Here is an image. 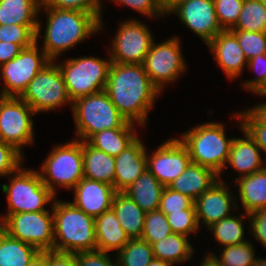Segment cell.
Here are the masks:
<instances>
[{
  "label": "cell",
  "mask_w": 266,
  "mask_h": 266,
  "mask_svg": "<svg viewBox=\"0 0 266 266\" xmlns=\"http://www.w3.org/2000/svg\"><path fill=\"white\" fill-rule=\"evenodd\" d=\"M105 91L127 121L146 126L148 114L161 93L143 64L111 62Z\"/></svg>",
  "instance_id": "6da1fadb"
},
{
  "label": "cell",
  "mask_w": 266,
  "mask_h": 266,
  "mask_svg": "<svg viewBox=\"0 0 266 266\" xmlns=\"http://www.w3.org/2000/svg\"><path fill=\"white\" fill-rule=\"evenodd\" d=\"M47 14L42 49L51 61L64 54L90 35L103 30L102 14L81 10L57 9L41 3L40 10ZM81 42V43H80Z\"/></svg>",
  "instance_id": "7a4b0ae2"
},
{
  "label": "cell",
  "mask_w": 266,
  "mask_h": 266,
  "mask_svg": "<svg viewBox=\"0 0 266 266\" xmlns=\"http://www.w3.org/2000/svg\"><path fill=\"white\" fill-rule=\"evenodd\" d=\"M51 205L54 250L77 253L97 249L94 217L87 215L70 201L55 199Z\"/></svg>",
  "instance_id": "3957f363"
},
{
  "label": "cell",
  "mask_w": 266,
  "mask_h": 266,
  "mask_svg": "<svg viewBox=\"0 0 266 266\" xmlns=\"http://www.w3.org/2000/svg\"><path fill=\"white\" fill-rule=\"evenodd\" d=\"M223 123L204 122L181 134L191 162L212 169L222 178L229 158L232 138H226Z\"/></svg>",
  "instance_id": "277c9868"
},
{
  "label": "cell",
  "mask_w": 266,
  "mask_h": 266,
  "mask_svg": "<svg viewBox=\"0 0 266 266\" xmlns=\"http://www.w3.org/2000/svg\"><path fill=\"white\" fill-rule=\"evenodd\" d=\"M71 109L80 141H87L105 129L136 127L118 111L105 90L77 98Z\"/></svg>",
  "instance_id": "5b68a950"
},
{
  "label": "cell",
  "mask_w": 266,
  "mask_h": 266,
  "mask_svg": "<svg viewBox=\"0 0 266 266\" xmlns=\"http://www.w3.org/2000/svg\"><path fill=\"white\" fill-rule=\"evenodd\" d=\"M10 176V184H2L7 195L8 211L0 216V224L10 215L23 212L49 211L46 204L54 203L55 194L43 183L39 171L22 165Z\"/></svg>",
  "instance_id": "8992f818"
},
{
  "label": "cell",
  "mask_w": 266,
  "mask_h": 266,
  "mask_svg": "<svg viewBox=\"0 0 266 266\" xmlns=\"http://www.w3.org/2000/svg\"><path fill=\"white\" fill-rule=\"evenodd\" d=\"M39 174L55 195L58 186L72 190L84 178L82 141L75 138L53 147Z\"/></svg>",
  "instance_id": "52a82bcc"
},
{
  "label": "cell",
  "mask_w": 266,
  "mask_h": 266,
  "mask_svg": "<svg viewBox=\"0 0 266 266\" xmlns=\"http://www.w3.org/2000/svg\"><path fill=\"white\" fill-rule=\"evenodd\" d=\"M62 73L67 92L72 100L105 90L111 59L93 56L69 58L56 63Z\"/></svg>",
  "instance_id": "ba28073f"
},
{
  "label": "cell",
  "mask_w": 266,
  "mask_h": 266,
  "mask_svg": "<svg viewBox=\"0 0 266 266\" xmlns=\"http://www.w3.org/2000/svg\"><path fill=\"white\" fill-rule=\"evenodd\" d=\"M20 98L37 113L55 110L69 104L72 107L62 73L54 61H50L29 82Z\"/></svg>",
  "instance_id": "9c48e42d"
},
{
  "label": "cell",
  "mask_w": 266,
  "mask_h": 266,
  "mask_svg": "<svg viewBox=\"0 0 266 266\" xmlns=\"http://www.w3.org/2000/svg\"><path fill=\"white\" fill-rule=\"evenodd\" d=\"M52 211L10 214L0 228L10 237L36 247L40 252L54 250V218Z\"/></svg>",
  "instance_id": "30bf717a"
},
{
  "label": "cell",
  "mask_w": 266,
  "mask_h": 266,
  "mask_svg": "<svg viewBox=\"0 0 266 266\" xmlns=\"http://www.w3.org/2000/svg\"><path fill=\"white\" fill-rule=\"evenodd\" d=\"M179 37L173 36L164 42L155 44L145 56L143 66L151 82L163 91L169 83H174L183 75L187 64L183 58Z\"/></svg>",
  "instance_id": "8fae6325"
},
{
  "label": "cell",
  "mask_w": 266,
  "mask_h": 266,
  "mask_svg": "<svg viewBox=\"0 0 266 266\" xmlns=\"http://www.w3.org/2000/svg\"><path fill=\"white\" fill-rule=\"evenodd\" d=\"M38 47L36 41L15 58L0 65V78L4 81L1 91L5 97H20L29 82L51 61Z\"/></svg>",
  "instance_id": "7c38bea8"
},
{
  "label": "cell",
  "mask_w": 266,
  "mask_h": 266,
  "mask_svg": "<svg viewBox=\"0 0 266 266\" xmlns=\"http://www.w3.org/2000/svg\"><path fill=\"white\" fill-rule=\"evenodd\" d=\"M34 115L20 97H5L0 102V140L23 154L22 147L34 143Z\"/></svg>",
  "instance_id": "4fadbf2b"
},
{
  "label": "cell",
  "mask_w": 266,
  "mask_h": 266,
  "mask_svg": "<svg viewBox=\"0 0 266 266\" xmlns=\"http://www.w3.org/2000/svg\"><path fill=\"white\" fill-rule=\"evenodd\" d=\"M150 29L142 21L131 18L122 21L109 48L111 62L143 64L153 43Z\"/></svg>",
  "instance_id": "5bb4252c"
},
{
  "label": "cell",
  "mask_w": 266,
  "mask_h": 266,
  "mask_svg": "<svg viewBox=\"0 0 266 266\" xmlns=\"http://www.w3.org/2000/svg\"><path fill=\"white\" fill-rule=\"evenodd\" d=\"M147 153L146 150L147 169L164 187L180 176L191 163L188 148L175 137L161 143L151 156Z\"/></svg>",
  "instance_id": "9a60e30c"
},
{
  "label": "cell",
  "mask_w": 266,
  "mask_h": 266,
  "mask_svg": "<svg viewBox=\"0 0 266 266\" xmlns=\"http://www.w3.org/2000/svg\"><path fill=\"white\" fill-rule=\"evenodd\" d=\"M166 14H176L180 22L199 36L206 45L223 31L213 0H180Z\"/></svg>",
  "instance_id": "2e32d148"
},
{
  "label": "cell",
  "mask_w": 266,
  "mask_h": 266,
  "mask_svg": "<svg viewBox=\"0 0 266 266\" xmlns=\"http://www.w3.org/2000/svg\"><path fill=\"white\" fill-rule=\"evenodd\" d=\"M228 188L229 185L227 187L226 182L220 178L194 201L199 227L202 223L208 228L230 216V210L239 209L235 195Z\"/></svg>",
  "instance_id": "e0dca14e"
},
{
  "label": "cell",
  "mask_w": 266,
  "mask_h": 266,
  "mask_svg": "<svg viewBox=\"0 0 266 266\" xmlns=\"http://www.w3.org/2000/svg\"><path fill=\"white\" fill-rule=\"evenodd\" d=\"M72 190L74 191L72 203L94 218L111 209L116 193L110 184L85 177Z\"/></svg>",
  "instance_id": "ac0fdd59"
},
{
  "label": "cell",
  "mask_w": 266,
  "mask_h": 266,
  "mask_svg": "<svg viewBox=\"0 0 266 266\" xmlns=\"http://www.w3.org/2000/svg\"><path fill=\"white\" fill-rule=\"evenodd\" d=\"M206 46L230 80L237 79L248 60L239 45L237 37L230 30L219 32Z\"/></svg>",
  "instance_id": "d6986e66"
},
{
  "label": "cell",
  "mask_w": 266,
  "mask_h": 266,
  "mask_svg": "<svg viewBox=\"0 0 266 266\" xmlns=\"http://www.w3.org/2000/svg\"><path fill=\"white\" fill-rule=\"evenodd\" d=\"M146 150L143 141L137 137L115 157L113 187L116 192H123L147 169Z\"/></svg>",
  "instance_id": "ffe728a7"
},
{
  "label": "cell",
  "mask_w": 266,
  "mask_h": 266,
  "mask_svg": "<svg viewBox=\"0 0 266 266\" xmlns=\"http://www.w3.org/2000/svg\"><path fill=\"white\" fill-rule=\"evenodd\" d=\"M236 116L238 123L240 124V130L245 138H234L231 144L228 165L234 168L238 173V178L248 176L259 170H262L266 165H264V160L261 157V149L254 142V140L248 135L246 131L242 129V123L238 112L233 114ZM240 121V122H239Z\"/></svg>",
  "instance_id": "44dd1931"
},
{
  "label": "cell",
  "mask_w": 266,
  "mask_h": 266,
  "mask_svg": "<svg viewBox=\"0 0 266 266\" xmlns=\"http://www.w3.org/2000/svg\"><path fill=\"white\" fill-rule=\"evenodd\" d=\"M217 180H219V175L212 169L191 162L185 171L172 181L168 187L195 201Z\"/></svg>",
  "instance_id": "7402d4cb"
},
{
  "label": "cell",
  "mask_w": 266,
  "mask_h": 266,
  "mask_svg": "<svg viewBox=\"0 0 266 266\" xmlns=\"http://www.w3.org/2000/svg\"><path fill=\"white\" fill-rule=\"evenodd\" d=\"M42 0H0V25H39L36 41L41 35V22L38 21Z\"/></svg>",
  "instance_id": "603a6c76"
},
{
  "label": "cell",
  "mask_w": 266,
  "mask_h": 266,
  "mask_svg": "<svg viewBox=\"0 0 266 266\" xmlns=\"http://www.w3.org/2000/svg\"><path fill=\"white\" fill-rule=\"evenodd\" d=\"M95 234L97 250L107 253L114 250L118 253L130 240L112 208L95 218Z\"/></svg>",
  "instance_id": "cb8c5ba5"
},
{
  "label": "cell",
  "mask_w": 266,
  "mask_h": 266,
  "mask_svg": "<svg viewBox=\"0 0 266 266\" xmlns=\"http://www.w3.org/2000/svg\"><path fill=\"white\" fill-rule=\"evenodd\" d=\"M163 189L159 180L146 169L123 193L147 213L158 210Z\"/></svg>",
  "instance_id": "d4e9b609"
},
{
  "label": "cell",
  "mask_w": 266,
  "mask_h": 266,
  "mask_svg": "<svg viewBox=\"0 0 266 266\" xmlns=\"http://www.w3.org/2000/svg\"><path fill=\"white\" fill-rule=\"evenodd\" d=\"M84 177L114 186L115 157L82 141Z\"/></svg>",
  "instance_id": "484cf974"
},
{
  "label": "cell",
  "mask_w": 266,
  "mask_h": 266,
  "mask_svg": "<svg viewBox=\"0 0 266 266\" xmlns=\"http://www.w3.org/2000/svg\"><path fill=\"white\" fill-rule=\"evenodd\" d=\"M243 213L250 214L266 208V167L241 178H235Z\"/></svg>",
  "instance_id": "4316f807"
},
{
  "label": "cell",
  "mask_w": 266,
  "mask_h": 266,
  "mask_svg": "<svg viewBox=\"0 0 266 266\" xmlns=\"http://www.w3.org/2000/svg\"><path fill=\"white\" fill-rule=\"evenodd\" d=\"M111 208L129 239H140L146 213L123 192L115 193Z\"/></svg>",
  "instance_id": "83f0119b"
},
{
  "label": "cell",
  "mask_w": 266,
  "mask_h": 266,
  "mask_svg": "<svg viewBox=\"0 0 266 266\" xmlns=\"http://www.w3.org/2000/svg\"><path fill=\"white\" fill-rule=\"evenodd\" d=\"M191 244L189 237L172 233L151 246L156 259L175 265L191 259L195 253Z\"/></svg>",
  "instance_id": "f1b7e54d"
},
{
  "label": "cell",
  "mask_w": 266,
  "mask_h": 266,
  "mask_svg": "<svg viewBox=\"0 0 266 266\" xmlns=\"http://www.w3.org/2000/svg\"><path fill=\"white\" fill-rule=\"evenodd\" d=\"M135 128L105 129L92 135L86 142L110 156H118L136 138Z\"/></svg>",
  "instance_id": "f546056e"
},
{
  "label": "cell",
  "mask_w": 266,
  "mask_h": 266,
  "mask_svg": "<svg viewBox=\"0 0 266 266\" xmlns=\"http://www.w3.org/2000/svg\"><path fill=\"white\" fill-rule=\"evenodd\" d=\"M40 251L0 228V266H26Z\"/></svg>",
  "instance_id": "4dcf8cb0"
},
{
  "label": "cell",
  "mask_w": 266,
  "mask_h": 266,
  "mask_svg": "<svg viewBox=\"0 0 266 266\" xmlns=\"http://www.w3.org/2000/svg\"><path fill=\"white\" fill-rule=\"evenodd\" d=\"M249 219V214L244 213L239 216L230 215L219 222L213 223L208 229L221 247H227L234 244H242L247 242L244 238V218Z\"/></svg>",
  "instance_id": "1f68e13d"
},
{
  "label": "cell",
  "mask_w": 266,
  "mask_h": 266,
  "mask_svg": "<svg viewBox=\"0 0 266 266\" xmlns=\"http://www.w3.org/2000/svg\"><path fill=\"white\" fill-rule=\"evenodd\" d=\"M231 30L266 32V7L262 0H244L239 19Z\"/></svg>",
  "instance_id": "d6a6232c"
},
{
  "label": "cell",
  "mask_w": 266,
  "mask_h": 266,
  "mask_svg": "<svg viewBox=\"0 0 266 266\" xmlns=\"http://www.w3.org/2000/svg\"><path fill=\"white\" fill-rule=\"evenodd\" d=\"M118 266H147L155 257L152 246L140 239H130L115 254Z\"/></svg>",
  "instance_id": "836d02e7"
},
{
  "label": "cell",
  "mask_w": 266,
  "mask_h": 266,
  "mask_svg": "<svg viewBox=\"0 0 266 266\" xmlns=\"http://www.w3.org/2000/svg\"><path fill=\"white\" fill-rule=\"evenodd\" d=\"M250 240L242 244H234L224 247L221 256L212 255L222 266H253L258 257H255V249Z\"/></svg>",
  "instance_id": "e575fe53"
},
{
  "label": "cell",
  "mask_w": 266,
  "mask_h": 266,
  "mask_svg": "<svg viewBox=\"0 0 266 266\" xmlns=\"http://www.w3.org/2000/svg\"><path fill=\"white\" fill-rule=\"evenodd\" d=\"M172 233L167 216L164 212L156 210L145 214L144 228L141 235L142 240L152 245Z\"/></svg>",
  "instance_id": "d590c367"
},
{
  "label": "cell",
  "mask_w": 266,
  "mask_h": 266,
  "mask_svg": "<svg viewBox=\"0 0 266 266\" xmlns=\"http://www.w3.org/2000/svg\"><path fill=\"white\" fill-rule=\"evenodd\" d=\"M39 25H0V41L20 45L23 49L36 42Z\"/></svg>",
  "instance_id": "8d00e7d4"
},
{
  "label": "cell",
  "mask_w": 266,
  "mask_h": 266,
  "mask_svg": "<svg viewBox=\"0 0 266 266\" xmlns=\"http://www.w3.org/2000/svg\"><path fill=\"white\" fill-rule=\"evenodd\" d=\"M230 31L237 37L239 45L248 61L257 55L266 54V32Z\"/></svg>",
  "instance_id": "74e56055"
},
{
  "label": "cell",
  "mask_w": 266,
  "mask_h": 266,
  "mask_svg": "<svg viewBox=\"0 0 266 266\" xmlns=\"http://www.w3.org/2000/svg\"><path fill=\"white\" fill-rule=\"evenodd\" d=\"M166 216L173 233L188 237L189 234L195 233L200 229L195 209L170 212Z\"/></svg>",
  "instance_id": "f35d334b"
},
{
  "label": "cell",
  "mask_w": 266,
  "mask_h": 266,
  "mask_svg": "<svg viewBox=\"0 0 266 266\" xmlns=\"http://www.w3.org/2000/svg\"><path fill=\"white\" fill-rule=\"evenodd\" d=\"M218 22L223 30H231L239 19L244 0H213Z\"/></svg>",
  "instance_id": "ab89813d"
},
{
  "label": "cell",
  "mask_w": 266,
  "mask_h": 266,
  "mask_svg": "<svg viewBox=\"0 0 266 266\" xmlns=\"http://www.w3.org/2000/svg\"><path fill=\"white\" fill-rule=\"evenodd\" d=\"M184 209H195L194 201L168 186L164 187L158 210L167 215L170 212H182Z\"/></svg>",
  "instance_id": "60d3db41"
},
{
  "label": "cell",
  "mask_w": 266,
  "mask_h": 266,
  "mask_svg": "<svg viewBox=\"0 0 266 266\" xmlns=\"http://www.w3.org/2000/svg\"><path fill=\"white\" fill-rule=\"evenodd\" d=\"M23 155L12 145L0 140V176L9 177L23 162Z\"/></svg>",
  "instance_id": "b9f144b4"
},
{
  "label": "cell",
  "mask_w": 266,
  "mask_h": 266,
  "mask_svg": "<svg viewBox=\"0 0 266 266\" xmlns=\"http://www.w3.org/2000/svg\"><path fill=\"white\" fill-rule=\"evenodd\" d=\"M101 0H42L46 7L81 10L92 14H102Z\"/></svg>",
  "instance_id": "7bdbcfd3"
},
{
  "label": "cell",
  "mask_w": 266,
  "mask_h": 266,
  "mask_svg": "<svg viewBox=\"0 0 266 266\" xmlns=\"http://www.w3.org/2000/svg\"><path fill=\"white\" fill-rule=\"evenodd\" d=\"M114 2L125 5V7H131L146 17L153 16V18L158 19V17H166L167 15L159 0H114Z\"/></svg>",
  "instance_id": "ee69618b"
},
{
  "label": "cell",
  "mask_w": 266,
  "mask_h": 266,
  "mask_svg": "<svg viewBox=\"0 0 266 266\" xmlns=\"http://www.w3.org/2000/svg\"><path fill=\"white\" fill-rule=\"evenodd\" d=\"M242 129L259 146L262 152L266 153V127L259 125L245 110L238 112Z\"/></svg>",
  "instance_id": "f6af8a7d"
},
{
  "label": "cell",
  "mask_w": 266,
  "mask_h": 266,
  "mask_svg": "<svg viewBox=\"0 0 266 266\" xmlns=\"http://www.w3.org/2000/svg\"><path fill=\"white\" fill-rule=\"evenodd\" d=\"M77 266H118L117 259L113 260L107 252L101 250L77 252Z\"/></svg>",
  "instance_id": "bcb514c9"
},
{
  "label": "cell",
  "mask_w": 266,
  "mask_h": 266,
  "mask_svg": "<svg viewBox=\"0 0 266 266\" xmlns=\"http://www.w3.org/2000/svg\"><path fill=\"white\" fill-rule=\"evenodd\" d=\"M247 67L258 74L251 80H245L242 87L254 93L266 81V54L257 55L248 61Z\"/></svg>",
  "instance_id": "7dc6e473"
},
{
  "label": "cell",
  "mask_w": 266,
  "mask_h": 266,
  "mask_svg": "<svg viewBox=\"0 0 266 266\" xmlns=\"http://www.w3.org/2000/svg\"><path fill=\"white\" fill-rule=\"evenodd\" d=\"M248 223L251 235L266 248V208L250 213Z\"/></svg>",
  "instance_id": "c3c4849f"
},
{
  "label": "cell",
  "mask_w": 266,
  "mask_h": 266,
  "mask_svg": "<svg viewBox=\"0 0 266 266\" xmlns=\"http://www.w3.org/2000/svg\"><path fill=\"white\" fill-rule=\"evenodd\" d=\"M47 266H77L75 253L46 250Z\"/></svg>",
  "instance_id": "681fc988"
},
{
  "label": "cell",
  "mask_w": 266,
  "mask_h": 266,
  "mask_svg": "<svg viewBox=\"0 0 266 266\" xmlns=\"http://www.w3.org/2000/svg\"><path fill=\"white\" fill-rule=\"evenodd\" d=\"M22 50L18 44L0 41V65L15 58Z\"/></svg>",
  "instance_id": "f907efd6"
},
{
  "label": "cell",
  "mask_w": 266,
  "mask_h": 266,
  "mask_svg": "<svg viewBox=\"0 0 266 266\" xmlns=\"http://www.w3.org/2000/svg\"><path fill=\"white\" fill-rule=\"evenodd\" d=\"M259 125L266 127V103H259L245 110Z\"/></svg>",
  "instance_id": "816d5d0a"
},
{
  "label": "cell",
  "mask_w": 266,
  "mask_h": 266,
  "mask_svg": "<svg viewBox=\"0 0 266 266\" xmlns=\"http://www.w3.org/2000/svg\"><path fill=\"white\" fill-rule=\"evenodd\" d=\"M26 266H47L46 251L39 252Z\"/></svg>",
  "instance_id": "f5cc1de1"
},
{
  "label": "cell",
  "mask_w": 266,
  "mask_h": 266,
  "mask_svg": "<svg viewBox=\"0 0 266 266\" xmlns=\"http://www.w3.org/2000/svg\"><path fill=\"white\" fill-rule=\"evenodd\" d=\"M199 266H222L212 255L206 254Z\"/></svg>",
  "instance_id": "db71d44e"
},
{
  "label": "cell",
  "mask_w": 266,
  "mask_h": 266,
  "mask_svg": "<svg viewBox=\"0 0 266 266\" xmlns=\"http://www.w3.org/2000/svg\"><path fill=\"white\" fill-rule=\"evenodd\" d=\"M180 0H159L162 8L167 12L172 6H174Z\"/></svg>",
  "instance_id": "11a10c76"
},
{
  "label": "cell",
  "mask_w": 266,
  "mask_h": 266,
  "mask_svg": "<svg viewBox=\"0 0 266 266\" xmlns=\"http://www.w3.org/2000/svg\"><path fill=\"white\" fill-rule=\"evenodd\" d=\"M147 266H174L169 262L154 258Z\"/></svg>",
  "instance_id": "9f6ffc18"
},
{
  "label": "cell",
  "mask_w": 266,
  "mask_h": 266,
  "mask_svg": "<svg viewBox=\"0 0 266 266\" xmlns=\"http://www.w3.org/2000/svg\"><path fill=\"white\" fill-rule=\"evenodd\" d=\"M254 94H258L266 98V81L254 92Z\"/></svg>",
  "instance_id": "6f0895ef"
},
{
  "label": "cell",
  "mask_w": 266,
  "mask_h": 266,
  "mask_svg": "<svg viewBox=\"0 0 266 266\" xmlns=\"http://www.w3.org/2000/svg\"><path fill=\"white\" fill-rule=\"evenodd\" d=\"M253 266H266V259L265 258H257V260Z\"/></svg>",
  "instance_id": "680465c9"
},
{
  "label": "cell",
  "mask_w": 266,
  "mask_h": 266,
  "mask_svg": "<svg viewBox=\"0 0 266 266\" xmlns=\"http://www.w3.org/2000/svg\"><path fill=\"white\" fill-rule=\"evenodd\" d=\"M5 98L4 94L2 91H0V102Z\"/></svg>",
  "instance_id": "91938a15"
},
{
  "label": "cell",
  "mask_w": 266,
  "mask_h": 266,
  "mask_svg": "<svg viewBox=\"0 0 266 266\" xmlns=\"http://www.w3.org/2000/svg\"><path fill=\"white\" fill-rule=\"evenodd\" d=\"M263 1V3H264V6L266 7V0H262Z\"/></svg>",
  "instance_id": "94428289"
}]
</instances>
